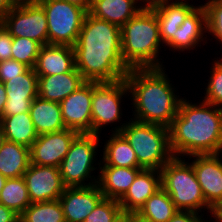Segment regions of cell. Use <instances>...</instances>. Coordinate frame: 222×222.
Masks as SVG:
<instances>
[{
  "mask_svg": "<svg viewBox=\"0 0 222 222\" xmlns=\"http://www.w3.org/2000/svg\"><path fill=\"white\" fill-rule=\"evenodd\" d=\"M143 168L100 166L98 185L104 198L119 201Z\"/></svg>",
  "mask_w": 222,
  "mask_h": 222,
  "instance_id": "22",
  "label": "cell"
},
{
  "mask_svg": "<svg viewBox=\"0 0 222 222\" xmlns=\"http://www.w3.org/2000/svg\"><path fill=\"white\" fill-rule=\"evenodd\" d=\"M84 82L85 80L75 67L67 73L38 76V97L60 103Z\"/></svg>",
  "mask_w": 222,
  "mask_h": 222,
  "instance_id": "21",
  "label": "cell"
},
{
  "mask_svg": "<svg viewBox=\"0 0 222 222\" xmlns=\"http://www.w3.org/2000/svg\"><path fill=\"white\" fill-rule=\"evenodd\" d=\"M79 133L72 129L38 135L30 147V163L59 167L68 153L71 142Z\"/></svg>",
  "mask_w": 222,
  "mask_h": 222,
  "instance_id": "13",
  "label": "cell"
},
{
  "mask_svg": "<svg viewBox=\"0 0 222 222\" xmlns=\"http://www.w3.org/2000/svg\"><path fill=\"white\" fill-rule=\"evenodd\" d=\"M190 1L193 2V0H177L151 7L157 16L160 38L165 48L173 40L182 22L199 5L195 1L194 4Z\"/></svg>",
  "mask_w": 222,
  "mask_h": 222,
  "instance_id": "19",
  "label": "cell"
},
{
  "mask_svg": "<svg viewBox=\"0 0 222 222\" xmlns=\"http://www.w3.org/2000/svg\"><path fill=\"white\" fill-rule=\"evenodd\" d=\"M207 13L208 41H217L222 49V0H208L203 3Z\"/></svg>",
  "mask_w": 222,
  "mask_h": 222,
  "instance_id": "33",
  "label": "cell"
},
{
  "mask_svg": "<svg viewBox=\"0 0 222 222\" xmlns=\"http://www.w3.org/2000/svg\"><path fill=\"white\" fill-rule=\"evenodd\" d=\"M74 67L73 46L46 44L40 49L34 70L37 76H50L70 72Z\"/></svg>",
  "mask_w": 222,
  "mask_h": 222,
  "instance_id": "20",
  "label": "cell"
},
{
  "mask_svg": "<svg viewBox=\"0 0 222 222\" xmlns=\"http://www.w3.org/2000/svg\"><path fill=\"white\" fill-rule=\"evenodd\" d=\"M5 141L6 139H5L3 124H2V120L0 119V147L3 145Z\"/></svg>",
  "mask_w": 222,
  "mask_h": 222,
  "instance_id": "45",
  "label": "cell"
},
{
  "mask_svg": "<svg viewBox=\"0 0 222 222\" xmlns=\"http://www.w3.org/2000/svg\"><path fill=\"white\" fill-rule=\"evenodd\" d=\"M41 47L40 43L32 39L13 37L12 59L34 69Z\"/></svg>",
  "mask_w": 222,
  "mask_h": 222,
  "instance_id": "31",
  "label": "cell"
},
{
  "mask_svg": "<svg viewBox=\"0 0 222 222\" xmlns=\"http://www.w3.org/2000/svg\"><path fill=\"white\" fill-rule=\"evenodd\" d=\"M7 178L4 177L1 173H0V192L2 190V188L4 187V184L6 182Z\"/></svg>",
  "mask_w": 222,
  "mask_h": 222,
  "instance_id": "46",
  "label": "cell"
},
{
  "mask_svg": "<svg viewBox=\"0 0 222 222\" xmlns=\"http://www.w3.org/2000/svg\"><path fill=\"white\" fill-rule=\"evenodd\" d=\"M139 1H140V4L143 8H151V7H154L160 3L172 2V1H177V0H139Z\"/></svg>",
  "mask_w": 222,
  "mask_h": 222,
  "instance_id": "41",
  "label": "cell"
},
{
  "mask_svg": "<svg viewBox=\"0 0 222 222\" xmlns=\"http://www.w3.org/2000/svg\"><path fill=\"white\" fill-rule=\"evenodd\" d=\"M5 139L28 148L36 141L38 134L32 122L30 112L3 116L1 118Z\"/></svg>",
  "mask_w": 222,
  "mask_h": 222,
  "instance_id": "27",
  "label": "cell"
},
{
  "mask_svg": "<svg viewBox=\"0 0 222 222\" xmlns=\"http://www.w3.org/2000/svg\"><path fill=\"white\" fill-rule=\"evenodd\" d=\"M100 137L96 134L80 133L71 142L68 153L59 166V172L66 188L98 184L101 160L97 158V154L102 150H98L99 143L103 144ZM96 170L98 176L96 174L95 177L93 173Z\"/></svg>",
  "mask_w": 222,
  "mask_h": 222,
  "instance_id": "7",
  "label": "cell"
},
{
  "mask_svg": "<svg viewBox=\"0 0 222 222\" xmlns=\"http://www.w3.org/2000/svg\"><path fill=\"white\" fill-rule=\"evenodd\" d=\"M142 8L139 0H92L88 13L121 28Z\"/></svg>",
  "mask_w": 222,
  "mask_h": 222,
  "instance_id": "23",
  "label": "cell"
},
{
  "mask_svg": "<svg viewBox=\"0 0 222 222\" xmlns=\"http://www.w3.org/2000/svg\"><path fill=\"white\" fill-rule=\"evenodd\" d=\"M30 115L38 135L66 129L58 102L36 97L31 103Z\"/></svg>",
  "mask_w": 222,
  "mask_h": 222,
  "instance_id": "24",
  "label": "cell"
},
{
  "mask_svg": "<svg viewBox=\"0 0 222 222\" xmlns=\"http://www.w3.org/2000/svg\"><path fill=\"white\" fill-rule=\"evenodd\" d=\"M64 1L77 5L85 9L87 12L89 11L91 3H92V0H64Z\"/></svg>",
  "mask_w": 222,
  "mask_h": 222,
  "instance_id": "42",
  "label": "cell"
},
{
  "mask_svg": "<svg viewBox=\"0 0 222 222\" xmlns=\"http://www.w3.org/2000/svg\"><path fill=\"white\" fill-rule=\"evenodd\" d=\"M177 211L168 193L160 188L135 215L147 222H168Z\"/></svg>",
  "mask_w": 222,
  "mask_h": 222,
  "instance_id": "28",
  "label": "cell"
},
{
  "mask_svg": "<svg viewBox=\"0 0 222 222\" xmlns=\"http://www.w3.org/2000/svg\"><path fill=\"white\" fill-rule=\"evenodd\" d=\"M0 203L21 215L31 204L23 176L7 178L0 192Z\"/></svg>",
  "mask_w": 222,
  "mask_h": 222,
  "instance_id": "29",
  "label": "cell"
},
{
  "mask_svg": "<svg viewBox=\"0 0 222 222\" xmlns=\"http://www.w3.org/2000/svg\"><path fill=\"white\" fill-rule=\"evenodd\" d=\"M211 220H212V222H216L213 218L212 219H207L205 222H211Z\"/></svg>",
  "mask_w": 222,
  "mask_h": 222,
  "instance_id": "49",
  "label": "cell"
},
{
  "mask_svg": "<svg viewBox=\"0 0 222 222\" xmlns=\"http://www.w3.org/2000/svg\"><path fill=\"white\" fill-rule=\"evenodd\" d=\"M214 59L222 66V55H221V57H218V56H217V58L214 57Z\"/></svg>",
  "mask_w": 222,
  "mask_h": 222,
  "instance_id": "48",
  "label": "cell"
},
{
  "mask_svg": "<svg viewBox=\"0 0 222 222\" xmlns=\"http://www.w3.org/2000/svg\"><path fill=\"white\" fill-rule=\"evenodd\" d=\"M93 81H85L76 91L62 100V118L67 129L92 134Z\"/></svg>",
  "mask_w": 222,
  "mask_h": 222,
  "instance_id": "12",
  "label": "cell"
},
{
  "mask_svg": "<svg viewBox=\"0 0 222 222\" xmlns=\"http://www.w3.org/2000/svg\"><path fill=\"white\" fill-rule=\"evenodd\" d=\"M208 72H210V76H207L208 80L205 79L208 81L207 83L204 82L206 88H201L205 89L202 91L204 96L201 98L207 103L222 108V66L213 59Z\"/></svg>",
  "mask_w": 222,
  "mask_h": 222,
  "instance_id": "32",
  "label": "cell"
},
{
  "mask_svg": "<svg viewBox=\"0 0 222 222\" xmlns=\"http://www.w3.org/2000/svg\"><path fill=\"white\" fill-rule=\"evenodd\" d=\"M47 17L48 44L74 46L87 11L64 0H36Z\"/></svg>",
  "mask_w": 222,
  "mask_h": 222,
  "instance_id": "9",
  "label": "cell"
},
{
  "mask_svg": "<svg viewBox=\"0 0 222 222\" xmlns=\"http://www.w3.org/2000/svg\"><path fill=\"white\" fill-rule=\"evenodd\" d=\"M17 1H35V0H17Z\"/></svg>",
  "mask_w": 222,
  "mask_h": 222,
  "instance_id": "50",
  "label": "cell"
},
{
  "mask_svg": "<svg viewBox=\"0 0 222 222\" xmlns=\"http://www.w3.org/2000/svg\"><path fill=\"white\" fill-rule=\"evenodd\" d=\"M1 24L12 37L29 38L42 46L48 44L46 13L36 0L16 1Z\"/></svg>",
  "mask_w": 222,
  "mask_h": 222,
  "instance_id": "10",
  "label": "cell"
},
{
  "mask_svg": "<svg viewBox=\"0 0 222 222\" xmlns=\"http://www.w3.org/2000/svg\"><path fill=\"white\" fill-rule=\"evenodd\" d=\"M17 0H0V23L3 21L5 15L15 5Z\"/></svg>",
  "mask_w": 222,
  "mask_h": 222,
  "instance_id": "39",
  "label": "cell"
},
{
  "mask_svg": "<svg viewBox=\"0 0 222 222\" xmlns=\"http://www.w3.org/2000/svg\"><path fill=\"white\" fill-rule=\"evenodd\" d=\"M160 188L161 172L155 169H142L118 202L124 213L136 214L148 198Z\"/></svg>",
  "mask_w": 222,
  "mask_h": 222,
  "instance_id": "18",
  "label": "cell"
},
{
  "mask_svg": "<svg viewBox=\"0 0 222 222\" xmlns=\"http://www.w3.org/2000/svg\"><path fill=\"white\" fill-rule=\"evenodd\" d=\"M13 37L0 23V61L12 59Z\"/></svg>",
  "mask_w": 222,
  "mask_h": 222,
  "instance_id": "36",
  "label": "cell"
},
{
  "mask_svg": "<svg viewBox=\"0 0 222 222\" xmlns=\"http://www.w3.org/2000/svg\"><path fill=\"white\" fill-rule=\"evenodd\" d=\"M133 222H147L143 219H141L140 217H138L137 215L133 214Z\"/></svg>",
  "mask_w": 222,
  "mask_h": 222,
  "instance_id": "47",
  "label": "cell"
},
{
  "mask_svg": "<svg viewBox=\"0 0 222 222\" xmlns=\"http://www.w3.org/2000/svg\"><path fill=\"white\" fill-rule=\"evenodd\" d=\"M160 51L166 50L160 38L157 16L151 8H142L121 27L123 61L129 69L167 67L163 65L166 62Z\"/></svg>",
  "mask_w": 222,
  "mask_h": 222,
  "instance_id": "4",
  "label": "cell"
},
{
  "mask_svg": "<svg viewBox=\"0 0 222 222\" xmlns=\"http://www.w3.org/2000/svg\"><path fill=\"white\" fill-rule=\"evenodd\" d=\"M160 172L162 188L178 210L193 211L201 215L206 213L205 217L208 216V219L214 217L215 211L206 203L196 173L188 160L173 157Z\"/></svg>",
  "mask_w": 222,
  "mask_h": 222,
  "instance_id": "5",
  "label": "cell"
},
{
  "mask_svg": "<svg viewBox=\"0 0 222 222\" xmlns=\"http://www.w3.org/2000/svg\"><path fill=\"white\" fill-rule=\"evenodd\" d=\"M7 88L5 84L0 81V119L3 117L4 107L7 101Z\"/></svg>",
  "mask_w": 222,
  "mask_h": 222,
  "instance_id": "40",
  "label": "cell"
},
{
  "mask_svg": "<svg viewBox=\"0 0 222 222\" xmlns=\"http://www.w3.org/2000/svg\"><path fill=\"white\" fill-rule=\"evenodd\" d=\"M186 160L193 166L206 203L216 211L222 204V153L192 155Z\"/></svg>",
  "mask_w": 222,
  "mask_h": 222,
  "instance_id": "11",
  "label": "cell"
},
{
  "mask_svg": "<svg viewBox=\"0 0 222 222\" xmlns=\"http://www.w3.org/2000/svg\"><path fill=\"white\" fill-rule=\"evenodd\" d=\"M135 151L143 169L161 170L174 155L170 148L169 129L130 118L119 132Z\"/></svg>",
  "mask_w": 222,
  "mask_h": 222,
  "instance_id": "6",
  "label": "cell"
},
{
  "mask_svg": "<svg viewBox=\"0 0 222 222\" xmlns=\"http://www.w3.org/2000/svg\"><path fill=\"white\" fill-rule=\"evenodd\" d=\"M213 219L216 222H222V204L217 208V210L215 211L214 217Z\"/></svg>",
  "mask_w": 222,
  "mask_h": 222,
  "instance_id": "44",
  "label": "cell"
},
{
  "mask_svg": "<svg viewBox=\"0 0 222 222\" xmlns=\"http://www.w3.org/2000/svg\"><path fill=\"white\" fill-rule=\"evenodd\" d=\"M106 137L108 140L106 139L100 154V166L142 168L138 164L135 151L120 133H111Z\"/></svg>",
  "mask_w": 222,
  "mask_h": 222,
  "instance_id": "25",
  "label": "cell"
},
{
  "mask_svg": "<svg viewBox=\"0 0 222 222\" xmlns=\"http://www.w3.org/2000/svg\"><path fill=\"white\" fill-rule=\"evenodd\" d=\"M23 178L31 203L58 200L66 188L59 167L30 163Z\"/></svg>",
  "mask_w": 222,
  "mask_h": 222,
  "instance_id": "14",
  "label": "cell"
},
{
  "mask_svg": "<svg viewBox=\"0 0 222 222\" xmlns=\"http://www.w3.org/2000/svg\"><path fill=\"white\" fill-rule=\"evenodd\" d=\"M29 67L25 64L9 59L0 61V81L5 83L11 78L18 77L23 74Z\"/></svg>",
  "mask_w": 222,
  "mask_h": 222,
  "instance_id": "35",
  "label": "cell"
},
{
  "mask_svg": "<svg viewBox=\"0 0 222 222\" xmlns=\"http://www.w3.org/2000/svg\"><path fill=\"white\" fill-rule=\"evenodd\" d=\"M207 219L197 212L178 210L168 222H205Z\"/></svg>",
  "mask_w": 222,
  "mask_h": 222,
  "instance_id": "37",
  "label": "cell"
},
{
  "mask_svg": "<svg viewBox=\"0 0 222 222\" xmlns=\"http://www.w3.org/2000/svg\"><path fill=\"white\" fill-rule=\"evenodd\" d=\"M123 213L117 200L103 198L84 222H115Z\"/></svg>",
  "mask_w": 222,
  "mask_h": 222,
  "instance_id": "34",
  "label": "cell"
},
{
  "mask_svg": "<svg viewBox=\"0 0 222 222\" xmlns=\"http://www.w3.org/2000/svg\"><path fill=\"white\" fill-rule=\"evenodd\" d=\"M115 222H133V214L123 213Z\"/></svg>",
  "mask_w": 222,
  "mask_h": 222,
  "instance_id": "43",
  "label": "cell"
},
{
  "mask_svg": "<svg viewBox=\"0 0 222 222\" xmlns=\"http://www.w3.org/2000/svg\"><path fill=\"white\" fill-rule=\"evenodd\" d=\"M169 129L174 157L222 153V108L182 98Z\"/></svg>",
  "mask_w": 222,
  "mask_h": 222,
  "instance_id": "2",
  "label": "cell"
},
{
  "mask_svg": "<svg viewBox=\"0 0 222 222\" xmlns=\"http://www.w3.org/2000/svg\"><path fill=\"white\" fill-rule=\"evenodd\" d=\"M207 13L203 4L198 5L182 22L180 27L174 34L173 40L166 46V49L177 51L180 54L193 53V50L201 48V44L205 46L208 42L207 36ZM169 47V48H168ZM192 51V52H190Z\"/></svg>",
  "mask_w": 222,
  "mask_h": 222,
  "instance_id": "15",
  "label": "cell"
},
{
  "mask_svg": "<svg viewBox=\"0 0 222 222\" xmlns=\"http://www.w3.org/2000/svg\"><path fill=\"white\" fill-rule=\"evenodd\" d=\"M73 47L75 68L85 81L115 82L130 70L121 55V28L89 13Z\"/></svg>",
  "mask_w": 222,
  "mask_h": 222,
  "instance_id": "1",
  "label": "cell"
},
{
  "mask_svg": "<svg viewBox=\"0 0 222 222\" xmlns=\"http://www.w3.org/2000/svg\"><path fill=\"white\" fill-rule=\"evenodd\" d=\"M162 68H133L125 76L130 91L129 117L145 123L169 127L182 100L178 87ZM178 91V92H177ZM179 94V95H178Z\"/></svg>",
  "mask_w": 222,
  "mask_h": 222,
  "instance_id": "3",
  "label": "cell"
},
{
  "mask_svg": "<svg viewBox=\"0 0 222 222\" xmlns=\"http://www.w3.org/2000/svg\"><path fill=\"white\" fill-rule=\"evenodd\" d=\"M20 222H66L58 200L31 203L20 215Z\"/></svg>",
  "mask_w": 222,
  "mask_h": 222,
  "instance_id": "30",
  "label": "cell"
},
{
  "mask_svg": "<svg viewBox=\"0 0 222 222\" xmlns=\"http://www.w3.org/2000/svg\"><path fill=\"white\" fill-rule=\"evenodd\" d=\"M0 222H20V215L0 203Z\"/></svg>",
  "mask_w": 222,
  "mask_h": 222,
  "instance_id": "38",
  "label": "cell"
},
{
  "mask_svg": "<svg viewBox=\"0 0 222 222\" xmlns=\"http://www.w3.org/2000/svg\"><path fill=\"white\" fill-rule=\"evenodd\" d=\"M104 198L98 184L85 187H67L59 198L66 222H84Z\"/></svg>",
  "mask_w": 222,
  "mask_h": 222,
  "instance_id": "17",
  "label": "cell"
},
{
  "mask_svg": "<svg viewBox=\"0 0 222 222\" xmlns=\"http://www.w3.org/2000/svg\"><path fill=\"white\" fill-rule=\"evenodd\" d=\"M123 99L130 100V91L125 78L115 82H93L92 134L102 136V131L107 126L112 127L111 133H119L122 130L130 120L129 117L126 118L127 121L122 119L123 110H126Z\"/></svg>",
  "mask_w": 222,
  "mask_h": 222,
  "instance_id": "8",
  "label": "cell"
},
{
  "mask_svg": "<svg viewBox=\"0 0 222 222\" xmlns=\"http://www.w3.org/2000/svg\"><path fill=\"white\" fill-rule=\"evenodd\" d=\"M7 88V101L3 116H14L30 112L32 101L38 97V76L33 68L4 83Z\"/></svg>",
  "mask_w": 222,
  "mask_h": 222,
  "instance_id": "16",
  "label": "cell"
},
{
  "mask_svg": "<svg viewBox=\"0 0 222 222\" xmlns=\"http://www.w3.org/2000/svg\"><path fill=\"white\" fill-rule=\"evenodd\" d=\"M29 165L30 148L7 140L0 147V173L4 177H21Z\"/></svg>",
  "mask_w": 222,
  "mask_h": 222,
  "instance_id": "26",
  "label": "cell"
}]
</instances>
